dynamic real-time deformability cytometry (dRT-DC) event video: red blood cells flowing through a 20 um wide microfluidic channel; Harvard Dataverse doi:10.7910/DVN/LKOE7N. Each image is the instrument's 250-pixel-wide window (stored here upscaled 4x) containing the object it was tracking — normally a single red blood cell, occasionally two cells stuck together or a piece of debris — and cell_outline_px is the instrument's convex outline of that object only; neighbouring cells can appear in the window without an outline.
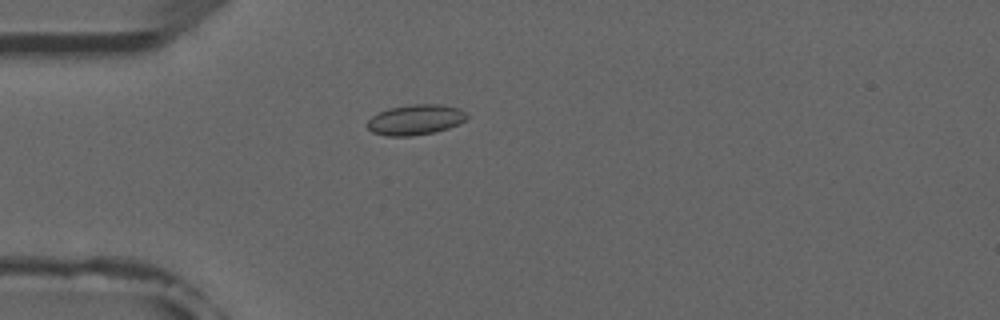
{"species": "common noctule bat (a hibernating species)", "species_latin": "Nyctalus noctula", "temperature_condition": "room temperature", "stored_images_in_passage": 6, "camera_frame_rate_fps": 3000, "um_per_image_px": 0.085, "animal": {"sex": "male", "forearm_length_mm": 52.5}, "frame": {"image": 1, "passage_image": 5, "time_ms": 4.667, "image_size_px": [1000, 320], "cell_outline_px": [[468, 116], [460, 124], [436, 132], [412, 136], [388, 136], [372, 132], [368, 128], [368, 120], [372, 116], [388, 108], [412, 104], [440, 104], [460, 108]], "centroid_in_image_um": [35.33, 10.18], "position_along_channel_um": 49.7, "area_um2": 17.63}}